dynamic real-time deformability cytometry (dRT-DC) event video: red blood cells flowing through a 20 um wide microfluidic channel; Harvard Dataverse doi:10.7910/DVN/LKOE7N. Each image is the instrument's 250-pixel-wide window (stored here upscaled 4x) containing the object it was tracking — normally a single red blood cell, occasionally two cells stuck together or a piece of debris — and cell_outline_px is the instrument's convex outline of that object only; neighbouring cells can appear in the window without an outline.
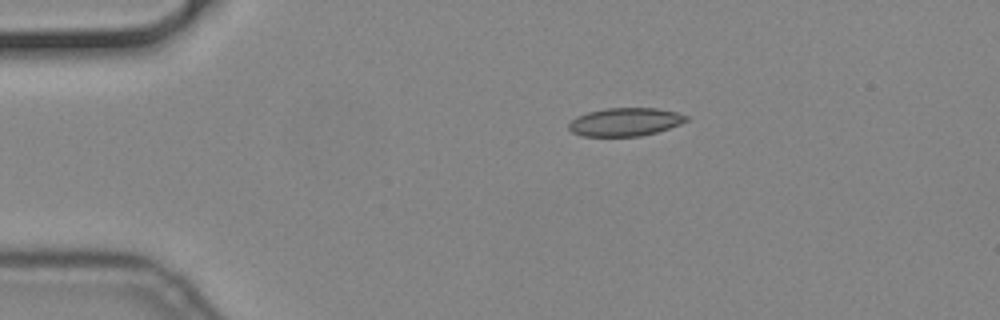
{"species": "common noctule bat (a hibernating species)", "species_latin": "Nyctalus noctula", "temperature_condition": "cold", "stored_images_in_passage": 46, "camera_frame_rate_fps": 3000, "um_per_image_px": 0.085, "animal": {"sex": "male", "body_mass_g": 19.2, "forearm_length_mm": 51.8}, "frame": {"image": 1, "passage_image": 1, "time_ms": 0.0, "image_size_px": [1000, 320], "cell_outline_px": [[688, 120], [680, 124], [656, 132], [640, 136], [580, 136], [572, 132], [568, 128], [568, 124], [576, 116], [588, 112], [604, 108], [656, 108], [676, 112], [688, 116]], "centroid_in_image_um": [53.11, 10.36], "position_along_channel_um": 31.9, "area_um2": 19.31}}
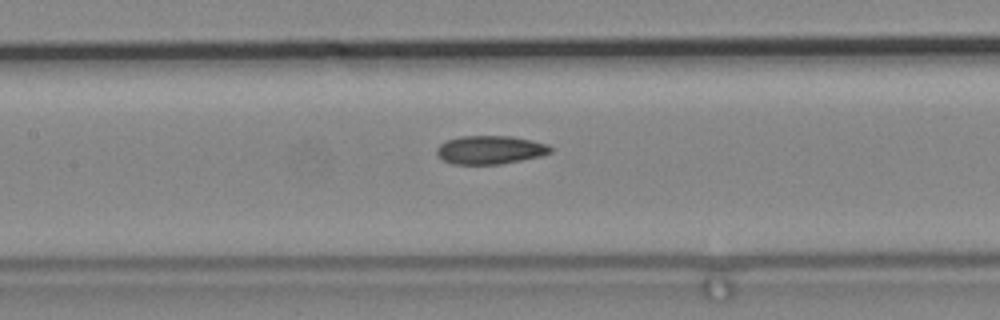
{"frame": {"image": 2, "passage_image": 16, "time_ms": 5.0, "image_size_px": [1000, 320], "cell_outline_px": [[552, 152], [544, 156], [500, 164], [452, 164], [444, 160], [436, 152], [436, 148], [440, 144], [448, 140], [460, 136], [512, 136], [532, 140], [548, 144], [552, 148]], "centroid_in_image_um": [41.71, 12.74], "position_along_channel_um": 165.7, "area_um2": 18.96}}
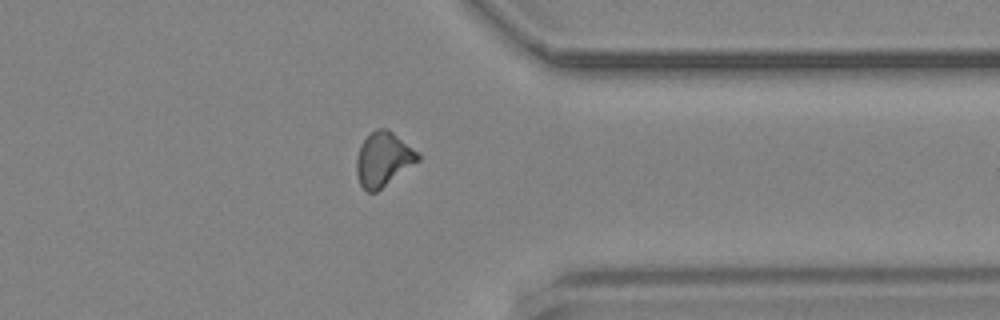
{"frame": {"image": 3, "passage_image": 34, "time_ms": 11.0, "image_size_px": [1000, 320], "cell_outline_px": [[420, 160], [376, 192], [368, 192], [360, 184], [356, 172], [356, 156], [360, 144], [376, 128], [388, 128], [416, 152], [420, 156]], "centroid_in_image_um": [32.55, 13.53], "position_along_channel_um": 378.9, "area_um2": 19.13}}